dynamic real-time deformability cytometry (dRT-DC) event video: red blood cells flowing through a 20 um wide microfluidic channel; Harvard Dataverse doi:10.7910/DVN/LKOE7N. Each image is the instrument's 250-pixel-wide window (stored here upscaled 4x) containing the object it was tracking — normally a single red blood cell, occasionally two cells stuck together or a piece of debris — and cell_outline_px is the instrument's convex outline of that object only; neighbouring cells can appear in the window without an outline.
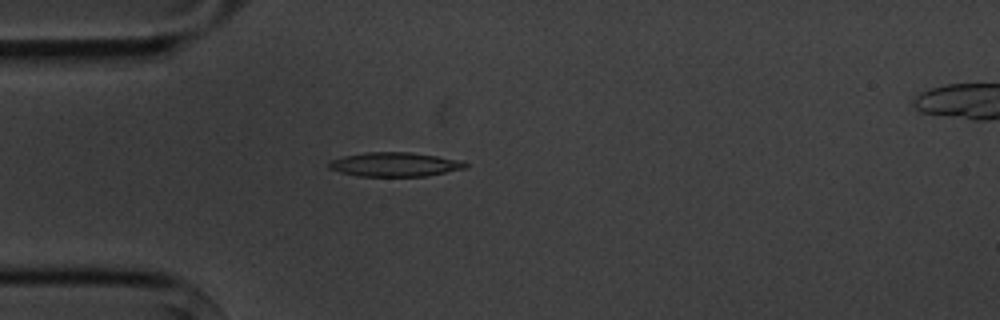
{"species": "common noctule bat (a hibernating species)", "species_latin": "Nyctalus noctula", "temperature_condition": "cold", "stored_images_in_passage": 6, "camera_frame_rate_fps": 3000, "um_per_image_px": 0.085, "animal": {"sex": "male", "body_mass_g": 20.1, "forearm_length_mm": 53.5}, "frame": {"image": 1, "passage_image": 5, "time_ms": 4.667, "image_size_px": [1000, 320], "cell_outline_px": [[468, 168], [428, 176], [356, 176], [340, 172], [328, 168], [328, 160], [344, 156], [368, 152], [408, 152], [464, 160], [468, 164]], "centroid_in_image_um": [33.58, 13.98], "position_along_channel_um": 51.4, "area_um2": 19.42}}